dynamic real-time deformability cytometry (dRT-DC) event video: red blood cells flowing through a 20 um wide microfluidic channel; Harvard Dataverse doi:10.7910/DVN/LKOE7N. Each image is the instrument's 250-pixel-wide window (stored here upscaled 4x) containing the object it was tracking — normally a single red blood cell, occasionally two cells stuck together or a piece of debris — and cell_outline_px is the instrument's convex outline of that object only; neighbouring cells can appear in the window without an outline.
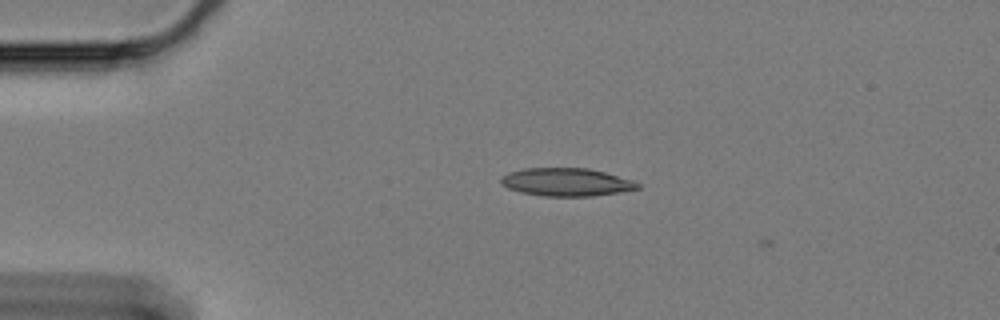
{"species": "Egyptian fruit bat (a non-hibernating species)", "species_latin": "Rousettus aegyptiacus", "temperature_condition": "cold", "stored_images_in_passage": 6, "camera_frame_rate_fps": 3000, "um_per_image_px": 0.085, "animal": {"sex": "female"}, "frame": {"image": 1, "passage_image": 5, "time_ms": 1.333, "image_size_px": [1000, 320], "cell_outline_px": [[640, 188], [592, 196], [544, 196], [520, 192], [508, 188], [500, 184], [500, 176], [508, 172], [524, 168], [588, 168], [604, 172], [632, 180], [640, 184]], "centroid_in_image_um": [48.08, 15.47], "position_along_channel_um": 36.9, "area_um2": 22.25}}